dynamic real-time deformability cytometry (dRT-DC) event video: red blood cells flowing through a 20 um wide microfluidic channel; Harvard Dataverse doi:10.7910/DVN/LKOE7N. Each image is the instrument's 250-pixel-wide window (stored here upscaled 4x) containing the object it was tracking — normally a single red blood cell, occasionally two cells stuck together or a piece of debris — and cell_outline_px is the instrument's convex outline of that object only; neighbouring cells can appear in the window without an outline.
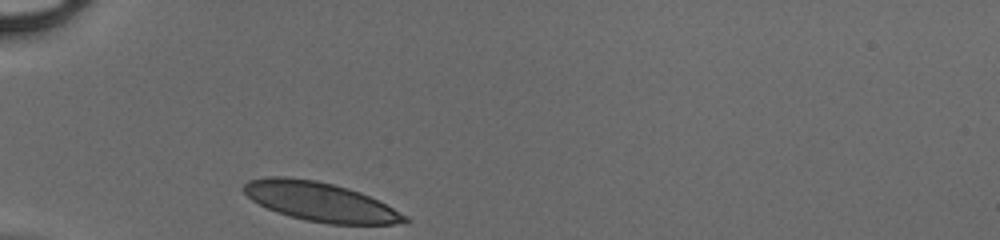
{"species": "human", "species_latin": "Homo sapiens", "temperature_condition": "cold", "stored_images_in_passage": 26, "camera_frame_rate_fps": 3000, "um_per_image_px": 0.085, "donor": {"sex": "male"}, "frame": {"image": 1, "passage_image": 1, "time_ms": 0.0, "image_size_px": [1000, 240], "cell_outline_px": [[412, 220], [396, 224], [328, 224], [304, 220], [288, 216], [276, 212], [252, 200], [240, 188], [248, 180], [268, 176], [284, 176], [316, 180], [348, 188], [360, 192], [408, 216]], "centroid_in_image_um": [27.18, 17.15], "position_along_channel_um": 57.8, "area_um2": 36.59}}
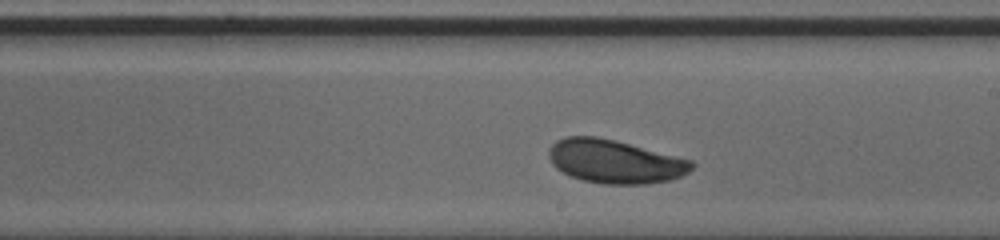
{"frame": {"image": 2, "passage_image": 15, "time_ms": 4.667, "image_size_px": [1000, 240], "cell_outline_px": [[696, 164], [688, 172], [672, 180], [644, 184], [604, 184], [584, 180], [572, 176], [556, 168], [552, 164], [548, 156], [548, 148], [556, 140], [564, 136], [596, 136], [616, 140], [692, 160]], "centroid_in_image_um": [52.26, 13.71], "position_along_channel_um": 236.7, "area_um2": 36.36}}
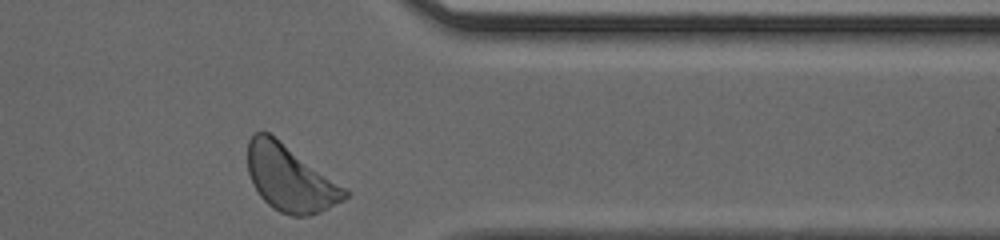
{"frame": {"image": 3, "passage_image": 26, "time_ms": 8.333, "image_size_px": [1000, 240], "cell_outline_px": [[348, 196], [344, 200], [320, 212], [308, 216], [292, 216], [280, 212], [272, 208], [260, 196], [252, 184], [248, 172], [248, 140], [252, 132], [268, 132], [344, 188], [348, 192]], "centroid_in_image_um": [24.6, 15.18], "position_along_channel_um": 386.8, "area_um2": 36.76}}